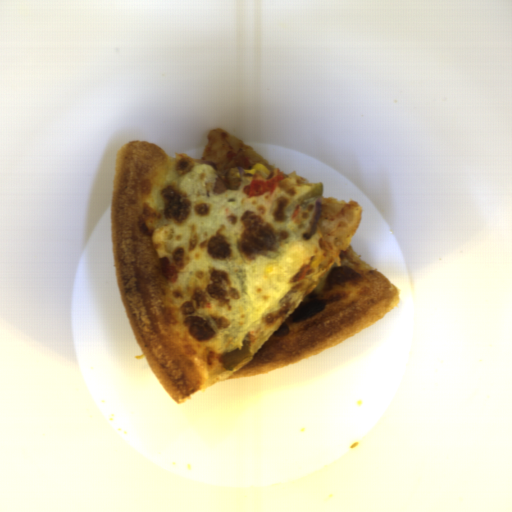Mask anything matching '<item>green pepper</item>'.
Here are the masks:
<instances>
[{"mask_svg": "<svg viewBox=\"0 0 512 512\" xmlns=\"http://www.w3.org/2000/svg\"><path fill=\"white\" fill-rule=\"evenodd\" d=\"M323 191H324L323 182H319L318 184L315 185V187L309 193L301 195L300 197H298L297 199L292 201L285 208L282 220L285 221L288 217H290L296 207H300V208L304 209L306 206H308L312 202L321 198L323 196Z\"/></svg>", "mask_w": 512, "mask_h": 512, "instance_id": "1", "label": "green pepper"}]
</instances>
